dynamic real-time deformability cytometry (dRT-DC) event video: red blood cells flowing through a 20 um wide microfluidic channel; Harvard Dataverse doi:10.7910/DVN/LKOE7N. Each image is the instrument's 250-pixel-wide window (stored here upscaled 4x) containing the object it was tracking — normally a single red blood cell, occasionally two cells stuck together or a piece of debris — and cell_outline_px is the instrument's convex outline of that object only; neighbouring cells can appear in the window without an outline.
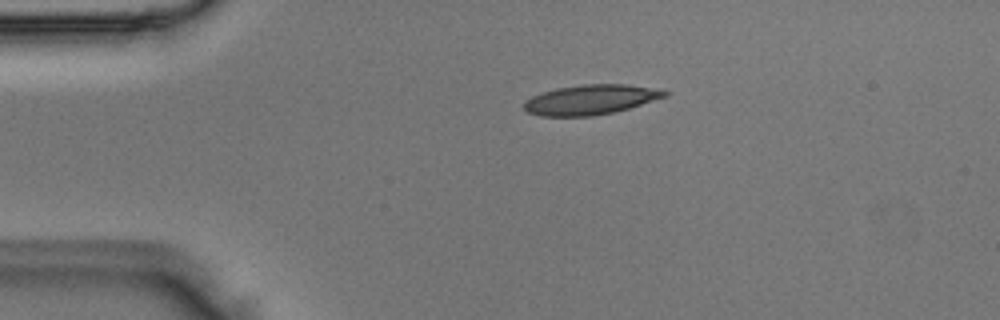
{"species": "Egyptian fruit bat (a non-hibernating species)", "species_latin": "Rousettus aegyptiacus", "temperature_condition": "room temperature", "stored_images_in_passage": 2, "camera_frame_rate_fps": 3000, "um_per_image_px": 0.085, "animal": {"sex": "male"}, "frame": {"image": 1, "passage_image": 1, "time_ms": 0.0, "image_size_px": [1000, 320], "cell_outline_px": [[668, 96], [616, 112], [592, 116], [540, 116], [528, 112], [520, 104], [524, 100], [532, 96], [556, 88], [584, 84], [628, 84], [656, 88], [668, 92]], "centroid_in_image_um": [50.19, 8.47], "position_along_channel_um": 34.8, "area_um2": 24.68}}